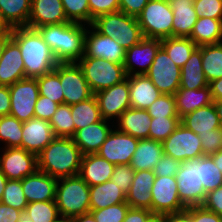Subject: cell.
I'll use <instances>...</instances> for the list:
<instances>
[{
  "label": "cell",
  "instance_id": "1",
  "mask_svg": "<svg viewBox=\"0 0 222 222\" xmlns=\"http://www.w3.org/2000/svg\"><path fill=\"white\" fill-rule=\"evenodd\" d=\"M12 39L18 44L24 62L26 78H37L51 72L58 65L51 48L37 29L14 27Z\"/></svg>",
  "mask_w": 222,
  "mask_h": 222
},
{
  "label": "cell",
  "instance_id": "2",
  "mask_svg": "<svg viewBox=\"0 0 222 222\" xmlns=\"http://www.w3.org/2000/svg\"><path fill=\"white\" fill-rule=\"evenodd\" d=\"M87 25L74 22L37 28L59 63L77 62L84 55Z\"/></svg>",
  "mask_w": 222,
  "mask_h": 222
},
{
  "label": "cell",
  "instance_id": "3",
  "mask_svg": "<svg viewBox=\"0 0 222 222\" xmlns=\"http://www.w3.org/2000/svg\"><path fill=\"white\" fill-rule=\"evenodd\" d=\"M83 154L73 138L55 137L38 155V170L56 178L79 174Z\"/></svg>",
  "mask_w": 222,
  "mask_h": 222
},
{
  "label": "cell",
  "instance_id": "4",
  "mask_svg": "<svg viewBox=\"0 0 222 222\" xmlns=\"http://www.w3.org/2000/svg\"><path fill=\"white\" fill-rule=\"evenodd\" d=\"M55 203L62 219L69 221L90 212V186L79 176L60 178L56 185Z\"/></svg>",
  "mask_w": 222,
  "mask_h": 222
},
{
  "label": "cell",
  "instance_id": "5",
  "mask_svg": "<svg viewBox=\"0 0 222 222\" xmlns=\"http://www.w3.org/2000/svg\"><path fill=\"white\" fill-rule=\"evenodd\" d=\"M92 26L102 35L116 39V42L126 50L144 38L137 18L121 11L98 16Z\"/></svg>",
  "mask_w": 222,
  "mask_h": 222
},
{
  "label": "cell",
  "instance_id": "6",
  "mask_svg": "<svg viewBox=\"0 0 222 222\" xmlns=\"http://www.w3.org/2000/svg\"><path fill=\"white\" fill-rule=\"evenodd\" d=\"M77 63L93 94L119 84L127 77L123 64L102 58L81 57Z\"/></svg>",
  "mask_w": 222,
  "mask_h": 222
},
{
  "label": "cell",
  "instance_id": "7",
  "mask_svg": "<svg viewBox=\"0 0 222 222\" xmlns=\"http://www.w3.org/2000/svg\"><path fill=\"white\" fill-rule=\"evenodd\" d=\"M137 20L144 38L172 37L173 10L168 0H149Z\"/></svg>",
  "mask_w": 222,
  "mask_h": 222
},
{
  "label": "cell",
  "instance_id": "8",
  "mask_svg": "<svg viewBox=\"0 0 222 222\" xmlns=\"http://www.w3.org/2000/svg\"><path fill=\"white\" fill-rule=\"evenodd\" d=\"M175 178L181 203L186 208L202 206L206 198L202 186V157L181 162Z\"/></svg>",
  "mask_w": 222,
  "mask_h": 222
},
{
  "label": "cell",
  "instance_id": "9",
  "mask_svg": "<svg viewBox=\"0 0 222 222\" xmlns=\"http://www.w3.org/2000/svg\"><path fill=\"white\" fill-rule=\"evenodd\" d=\"M162 147L164 155L180 162L205 156L199 136L182 123L162 142Z\"/></svg>",
  "mask_w": 222,
  "mask_h": 222
},
{
  "label": "cell",
  "instance_id": "10",
  "mask_svg": "<svg viewBox=\"0 0 222 222\" xmlns=\"http://www.w3.org/2000/svg\"><path fill=\"white\" fill-rule=\"evenodd\" d=\"M54 70L60 77L64 104L83 102L94 95L77 62L58 63Z\"/></svg>",
  "mask_w": 222,
  "mask_h": 222
},
{
  "label": "cell",
  "instance_id": "11",
  "mask_svg": "<svg viewBox=\"0 0 222 222\" xmlns=\"http://www.w3.org/2000/svg\"><path fill=\"white\" fill-rule=\"evenodd\" d=\"M10 115L26 122L34 118L35 104L39 97L36 78H24L9 86Z\"/></svg>",
  "mask_w": 222,
  "mask_h": 222
},
{
  "label": "cell",
  "instance_id": "12",
  "mask_svg": "<svg viewBox=\"0 0 222 222\" xmlns=\"http://www.w3.org/2000/svg\"><path fill=\"white\" fill-rule=\"evenodd\" d=\"M162 94L174 95L180 86L181 68L161 47L145 74Z\"/></svg>",
  "mask_w": 222,
  "mask_h": 222
},
{
  "label": "cell",
  "instance_id": "13",
  "mask_svg": "<svg viewBox=\"0 0 222 222\" xmlns=\"http://www.w3.org/2000/svg\"><path fill=\"white\" fill-rule=\"evenodd\" d=\"M0 170L8 180H22L38 170L37 155L20 147L0 148Z\"/></svg>",
  "mask_w": 222,
  "mask_h": 222
},
{
  "label": "cell",
  "instance_id": "14",
  "mask_svg": "<svg viewBox=\"0 0 222 222\" xmlns=\"http://www.w3.org/2000/svg\"><path fill=\"white\" fill-rule=\"evenodd\" d=\"M151 195L153 214H177L186 210L180 201L175 177L156 176Z\"/></svg>",
  "mask_w": 222,
  "mask_h": 222
},
{
  "label": "cell",
  "instance_id": "15",
  "mask_svg": "<svg viewBox=\"0 0 222 222\" xmlns=\"http://www.w3.org/2000/svg\"><path fill=\"white\" fill-rule=\"evenodd\" d=\"M94 96L102 118L114 123L125 110L131 108L129 76L119 84L96 92Z\"/></svg>",
  "mask_w": 222,
  "mask_h": 222
},
{
  "label": "cell",
  "instance_id": "16",
  "mask_svg": "<svg viewBox=\"0 0 222 222\" xmlns=\"http://www.w3.org/2000/svg\"><path fill=\"white\" fill-rule=\"evenodd\" d=\"M126 49L116 39L102 35L92 25H87L84 55L82 57L102 58L117 64H124Z\"/></svg>",
  "mask_w": 222,
  "mask_h": 222
},
{
  "label": "cell",
  "instance_id": "17",
  "mask_svg": "<svg viewBox=\"0 0 222 222\" xmlns=\"http://www.w3.org/2000/svg\"><path fill=\"white\" fill-rule=\"evenodd\" d=\"M138 142L139 139L113 128L97 154L114 165H130Z\"/></svg>",
  "mask_w": 222,
  "mask_h": 222
},
{
  "label": "cell",
  "instance_id": "18",
  "mask_svg": "<svg viewBox=\"0 0 222 222\" xmlns=\"http://www.w3.org/2000/svg\"><path fill=\"white\" fill-rule=\"evenodd\" d=\"M160 48L161 39L143 38L138 44L127 49L123 64L126 75L146 74Z\"/></svg>",
  "mask_w": 222,
  "mask_h": 222
},
{
  "label": "cell",
  "instance_id": "19",
  "mask_svg": "<svg viewBox=\"0 0 222 222\" xmlns=\"http://www.w3.org/2000/svg\"><path fill=\"white\" fill-rule=\"evenodd\" d=\"M55 137L50 121L34 117L23 122L21 148L38 155Z\"/></svg>",
  "mask_w": 222,
  "mask_h": 222
},
{
  "label": "cell",
  "instance_id": "20",
  "mask_svg": "<svg viewBox=\"0 0 222 222\" xmlns=\"http://www.w3.org/2000/svg\"><path fill=\"white\" fill-rule=\"evenodd\" d=\"M70 22L61 0H31L27 27L37 29L45 25Z\"/></svg>",
  "mask_w": 222,
  "mask_h": 222
},
{
  "label": "cell",
  "instance_id": "21",
  "mask_svg": "<svg viewBox=\"0 0 222 222\" xmlns=\"http://www.w3.org/2000/svg\"><path fill=\"white\" fill-rule=\"evenodd\" d=\"M58 179L36 170L21 180V186L28 203L55 201Z\"/></svg>",
  "mask_w": 222,
  "mask_h": 222
},
{
  "label": "cell",
  "instance_id": "22",
  "mask_svg": "<svg viewBox=\"0 0 222 222\" xmlns=\"http://www.w3.org/2000/svg\"><path fill=\"white\" fill-rule=\"evenodd\" d=\"M113 128L114 123L102 119L97 123L77 130L72 138L83 155L95 154Z\"/></svg>",
  "mask_w": 222,
  "mask_h": 222
},
{
  "label": "cell",
  "instance_id": "23",
  "mask_svg": "<svg viewBox=\"0 0 222 222\" xmlns=\"http://www.w3.org/2000/svg\"><path fill=\"white\" fill-rule=\"evenodd\" d=\"M26 78L24 62L18 44L11 38L0 58V85L10 86Z\"/></svg>",
  "mask_w": 222,
  "mask_h": 222
},
{
  "label": "cell",
  "instance_id": "24",
  "mask_svg": "<svg viewBox=\"0 0 222 222\" xmlns=\"http://www.w3.org/2000/svg\"><path fill=\"white\" fill-rule=\"evenodd\" d=\"M156 175L153 170L135 171L133 182L126 194V203L132 208L149 209L152 212V186Z\"/></svg>",
  "mask_w": 222,
  "mask_h": 222
},
{
  "label": "cell",
  "instance_id": "25",
  "mask_svg": "<svg viewBox=\"0 0 222 222\" xmlns=\"http://www.w3.org/2000/svg\"><path fill=\"white\" fill-rule=\"evenodd\" d=\"M150 123L147 110L128 108L114 122V128L141 140L149 138Z\"/></svg>",
  "mask_w": 222,
  "mask_h": 222
},
{
  "label": "cell",
  "instance_id": "26",
  "mask_svg": "<svg viewBox=\"0 0 222 222\" xmlns=\"http://www.w3.org/2000/svg\"><path fill=\"white\" fill-rule=\"evenodd\" d=\"M115 165L100 157L97 153L82 157L79 176L89 186L99 185L111 180Z\"/></svg>",
  "mask_w": 222,
  "mask_h": 222
},
{
  "label": "cell",
  "instance_id": "27",
  "mask_svg": "<svg viewBox=\"0 0 222 222\" xmlns=\"http://www.w3.org/2000/svg\"><path fill=\"white\" fill-rule=\"evenodd\" d=\"M161 94L145 74L129 76L131 108L146 110Z\"/></svg>",
  "mask_w": 222,
  "mask_h": 222
},
{
  "label": "cell",
  "instance_id": "28",
  "mask_svg": "<svg viewBox=\"0 0 222 222\" xmlns=\"http://www.w3.org/2000/svg\"><path fill=\"white\" fill-rule=\"evenodd\" d=\"M173 10L172 37H189L198 16L191 0H168Z\"/></svg>",
  "mask_w": 222,
  "mask_h": 222
},
{
  "label": "cell",
  "instance_id": "29",
  "mask_svg": "<svg viewBox=\"0 0 222 222\" xmlns=\"http://www.w3.org/2000/svg\"><path fill=\"white\" fill-rule=\"evenodd\" d=\"M174 97L177 114L180 119L198 108L213 103L209 86L192 90L179 88Z\"/></svg>",
  "mask_w": 222,
  "mask_h": 222
},
{
  "label": "cell",
  "instance_id": "30",
  "mask_svg": "<svg viewBox=\"0 0 222 222\" xmlns=\"http://www.w3.org/2000/svg\"><path fill=\"white\" fill-rule=\"evenodd\" d=\"M181 123L197 135L211 133V130L222 127L213 103L188 113L181 118Z\"/></svg>",
  "mask_w": 222,
  "mask_h": 222
},
{
  "label": "cell",
  "instance_id": "31",
  "mask_svg": "<svg viewBox=\"0 0 222 222\" xmlns=\"http://www.w3.org/2000/svg\"><path fill=\"white\" fill-rule=\"evenodd\" d=\"M162 142L149 138L139 140L130 166L135 171L153 170L163 156Z\"/></svg>",
  "mask_w": 222,
  "mask_h": 222
},
{
  "label": "cell",
  "instance_id": "32",
  "mask_svg": "<svg viewBox=\"0 0 222 222\" xmlns=\"http://www.w3.org/2000/svg\"><path fill=\"white\" fill-rule=\"evenodd\" d=\"M208 86L202 69L201 46H197L190 55V58L181 68L179 88L202 89Z\"/></svg>",
  "mask_w": 222,
  "mask_h": 222
},
{
  "label": "cell",
  "instance_id": "33",
  "mask_svg": "<svg viewBox=\"0 0 222 222\" xmlns=\"http://www.w3.org/2000/svg\"><path fill=\"white\" fill-rule=\"evenodd\" d=\"M120 203H126V194L111 180L90 186V210H100Z\"/></svg>",
  "mask_w": 222,
  "mask_h": 222
},
{
  "label": "cell",
  "instance_id": "34",
  "mask_svg": "<svg viewBox=\"0 0 222 222\" xmlns=\"http://www.w3.org/2000/svg\"><path fill=\"white\" fill-rule=\"evenodd\" d=\"M189 38L197 46L222 43V19L198 18Z\"/></svg>",
  "mask_w": 222,
  "mask_h": 222
},
{
  "label": "cell",
  "instance_id": "35",
  "mask_svg": "<svg viewBox=\"0 0 222 222\" xmlns=\"http://www.w3.org/2000/svg\"><path fill=\"white\" fill-rule=\"evenodd\" d=\"M0 11L12 28L27 26L31 0H0Z\"/></svg>",
  "mask_w": 222,
  "mask_h": 222
},
{
  "label": "cell",
  "instance_id": "36",
  "mask_svg": "<svg viewBox=\"0 0 222 222\" xmlns=\"http://www.w3.org/2000/svg\"><path fill=\"white\" fill-rule=\"evenodd\" d=\"M71 114L75 124V132L103 119L94 95L88 100L72 104Z\"/></svg>",
  "mask_w": 222,
  "mask_h": 222
},
{
  "label": "cell",
  "instance_id": "37",
  "mask_svg": "<svg viewBox=\"0 0 222 222\" xmlns=\"http://www.w3.org/2000/svg\"><path fill=\"white\" fill-rule=\"evenodd\" d=\"M161 47L182 68L197 45L189 37H168L161 39Z\"/></svg>",
  "mask_w": 222,
  "mask_h": 222
},
{
  "label": "cell",
  "instance_id": "38",
  "mask_svg": "<svg viewBox=\"0 0 222 222\" xmlns=\"http://www.w3.org/2000/svg\"><path fill=\"white\" fill-rule=\"evenodd\" d=\"M202 69L209 82L222 77V43L201 46Z\"/></svg>",
  "mask_w": 222,
  "mask_h": 222
},
{
  "label": "cell",
  "instance_id": "39",
  "mask_svg": "<svg viewBox=\"0 0 222 222\" xmlns=\"http://www.w3.org/2000/svg\"><path fill=\"white\" fill-rule=\"evenodd\" d=\"M22 128L23 122L16 117L0 116V148H21Z\"/></svg>",
  "mask_w": 222,
  "mask_h": 222
},
{
  "label": "cell",
  "instance_id": "40",
  "mask_svg": "<svg viewBox=\"0 0 222 222\" xmlns=\"http://www.w3.org/2000/svg\"><path fill=\"white\" fill-rule=\"evenodd\" d=\"M24 212L32 222H68L61 218L55 201L28 203Z\"/></svg>",
  "mask_w": 222,
  "mask_h": 222
},
{
  "label": "cell",
  "instance_id": "41",
  "mask_svg": "<svg viewBox=\"0 0 222 222\" xmlns=\"http://www.w3.org/2000/svg\"><path fill=\"white\" fill-rule=\"evenodd\" d=\"M50 125L56 137L72 138L75 134V124L71 105L60 104L50 120Z\"/></svg>",
  "mask_w": 222,
  "mask_h": 222
},
{
  "label": "cell",
  "instance_id": "42",
  "mask_svg": "<svg viewBox=\"0 0 222 222\" xmlns=\"http://www.w3.org/2000/svg\"><path fill=\"white\" fill-rule=\"evenodd\" d=\"M36 81L38 84L39 95L48 97L50 100L58 104H64V95L60 77L55 70L37 77Z\"/></svg>",
  "mask_w": 222,
  "mask_h": 222
},
{
  "label": "cell",
  "instance_id": "43",
  "mask_svg": "<svg viewBox=\"0 0 222 222\" xmlns=\"http://www.w3.org/2000/svg\"><path fill=\"white\" fill-rule=\"evenodd\" d=\"M180 123L179 117H151L149 139L163 142Z\"/></svg>",
  "mask_w": 222,
  "mask_h": 222
},
{
  "label": "cell",
  "instance_id": "44",
  "mask_svg": "<svg viewBox=\"0 0 222 222\" xmlns=\"http://www.w3.org/2000/svg\"><path fill=\"white\" fill-rule=\"evenodd\" d=\"M1 202L22 212L25 211L28 202L21 186V180H7Z\"/></svg>",
  "mask_w": 222,
  "mask_h": 222
},
{
  "label": "cell",
  "instance_id": "45",
  "mask_svg": "<svg viewBox=\"0 0 222 222\" xmlns=\"http://www.w3.org/2000/svg\"><path fill=\"white\" fill-rule=\"evenodd\" d=\"M67 19L70 22L90 25L88 0H61Z\"/></svg>",
  "mask_w": 222,
  "mask_h": 222
},
{
  "label": "cell",
  "instance_id": "46",
  "mask_svg": "<svg viewBox=\"0 0 222 222\" xmlns=\"http://www.w3.org/2000/svg\"><path fill=\"white\" fill-rule=\"evenodd\" d=\"M202 186L206 194L222 186V173L209 155L202 156Z\"/></svg>",
  "mask_w": 222,
  "mask_h": 222
},
{
  "label": "cell",
  "instance_id": "47",
  "mask_svg": "<svg viewBox=\"0 0 222 222\" xmlns=\"http://www.w3.org/2000/svg\"><path fill=\"white\" fill-rule=\"evenodd\" d=\"M151 117H178L174 95L161 94L147 109Z\"/></svg>",
  "mask_w": 222,
  "mask_h": 222
},
{
  "label": "cell",
  "instance_id": "48",
  "mask_svg": "<svg viewBox=\"0 0 222 222\" xmlns=\"http://www.w3.org/2000/svg\"><path fill=\"white\" fill-rule=\"evenodd\" d=\"M129 208L127 203H120L100 210H90V212L96 222H123Z\"/></svg>",
  "mask_w": 222,
  "mask_h": 222
},
{
  "label": "cell",
  "instance_id": "49",
  "mask_svg": "<svg viewBox=\"0 0 222 222\" xmlns=\"http://www.w3.org/2000/svg\"><path fill=\"white\" fill-rule=\"evenodd\" d=\"M193 6L198 18L222 19V0H196Z\"/></svg>",
  "mask_w": 222,
  "mask_h": 222
},
{
  "label": "cell",
  "instance_id": "50",
  "mask_svg": "<svg viewBox=\"0 0 222 222\" xmlns=\"http://www.w3.org/2000/svg\"><path fill=\"white\" fill-rule=\"evenodd\" d=\"M135 170L130 165H115L111 181L127 194L133 182Z\"/></svg>",
  "mask_w": 222,
  "mask_h": 222
},
{
  "label": "cell",
  "instance_id": "51",
  "mask_svg": "<svg viewBox=\"0 0 222 222\" xmlns=\"http://www.w3.org/2000/svg\"><path fill=\"white\" fill-rule=\"evenodd\" d=\"M204 155H211L222 149V127L211 130V133L198 134Z\"/></svg>",
  "mask_w": 222,
  "mask_h": 222
},
{
  "label": "cell",
  "instance_id": "52",
  "mask_svg": "<svg viewBox=\"0 0 222 222\" xmlns=\"http://www.w3.org/2000/svg\"><path fill=\"white\" fill-rule=\"evenodd\" d=\"M90 25L101 15L119 11V0H88Z\"/></svg>",
  "mask_w": 222,
  "mask_h": 222
},
{
  "label": "cell",
  "instance_id": "53",
  "mask_svg": "<svg viewBox=\"0 0 222 222\" xmlns=\"http://www.w3.org/2000/svg\"><path fill=\"white\" fill-rule=\"evenodd\" d=\"M180 164V161L163 154L159 162L153 168V173L160 177H175L179 170Z\"/></svg>",
  "mask_w": 222,
  "mask_h": 222
},
{
  "label": "cell",
  "instance_id": "54",
  "mask_svg": "<svg viewBox=\"0 0 222 222\" xmlns=\"http://www.w3.org/2000/svg\"><path fill=\"white\" fill-rule=\"evenodd\" d=\"M60 104L39 95L35 104L34 117L50 121Z\"/></svg>",
  "mask_w": 222,
  "mask_h": 222
},
{
  "label": "cell",
  "instance_id": "55",
  "mask_svg": "<svg viewBox=\"0 0 222 222\" xmlns=\"http://www.w3.org/2000/svg\"><path fill=\"white\" fill-rule=\"evenodd\" d=\"M191 222H222V217L203 206L187 207L184 211Z\"/></svg>",
  "mask_w": 222,
  "mask_h": 222
},
{
  "label": "cell",
  "instance_id": "56",
  "mask_svg": "<svg viewBox=\"0 0 222 222\" xmlns=\"http://www.w3.org/2000/svg\"><path fill=\"white\" fill-rule=\"evenodd\" d=\"M202 206L222 217V186L208 192Z\"/></svg>",
  "mask_w": 222,
  "mask_h": 222
},
{
  "label": "cell",
  "instance_id": "57",
  "mask_svg": "<svg viewBox=\"0 0 222 222\" xmlns=\"http://www.w3.org/2000/svg\"><path fill=\"white\" fill-rule=\"evenodd\" d=\"M149 0H119V11L137 18Z\"/></svg>",
  "mask_w": 222,
  "mask_h": 222
},
{
  "label": "cell",
  "instance_id": "58",
  "mask_svg": "<svg viewBox=\"0 0 222 222\" xmlns=\"http://www.w3.org/2000/svg\"><path fill=\"white\" fill-rule=\"evenodd\" d=\"M152 215L149 209L130 207L123 222H148Z\"/></svg>",
  "mask_w": 222,
  "mask_h": 222
},
{
  "label": "cell",
  "instance_id": "59",
  "mask_svg": "<svg viewBox=\"0 0 222 222\" xmlns=\"http://www.w3.org/2000/svg\"><path fill=\"white\" fill-rule=\"evenodd\" d=\"M22 211L0 202V222H19Z\"/></svg>",
  "mask_w": 222,
  "mask_h": 222
},
{
  "label": "cell",
  "instance_id": "60",
  "mask_svg": "<svg viewBox=\"0 0 222 222\" xmlns=\"http://www.w3.org/2000/svg\"><path fill=\"white\" fill-rule=\"evenodd\" d=\"M10 91L9 86L0 85V116L10 115Z\"/></svg>",
  "mask_w": 222,
  "mask_h": 222
},
{
  "label": "cell",
  "instance_id": "61",
  "mask_svg": "<svg viewBox=\"0 0 222 222\" xmlns=\"http://www.w3.org/2000/svg\"><path fill=\"white\" fill-rule=\"evenodd\" d=\"M208 86L210 88L213 101L221 100L222 99V77L209 82Z\"/></svg>",
  "mask_w": 222,
  "mask_h": 222
},
{
  "label": "cell",
  "instance_id": "62",
  "mask_svg": "<svg viewBox=\"0 0 222 222\" xmlns=\"http://www.w3.org/2000/svg\"><path fill=\"white\" fill-rule=\"evenodd\" d=\"M166 222H191L189 216L185 213L167 214Z\"/></svg>",
  "mask_w": 222,
  "mask_h": 222
},
{
  "label": "cell",
  "instance_id": "63",
  "mask_svg": "<svg viewBox=\"0 0 222 222\" xmlns=\"http://www.w3.org/2000/svg\"><path fill=\"white\" fill-rule=\"evenodd\" d=\"M68 222H96L91 212L71 218Z\"/></svg>",
  "mask_w": 222,
  "mask_h": 222
},
{
  "label": "cell",
  "instance_id": "64",
  "mask_svg": "<svg viewBox=\"0 0 222 222\" xmlns=\"http://www.w3.org/2000/svg\"><path fill=\"white\" fill-rule=\"evenodd\" d=\"M12 29L13 28L4 19L3 15L1 14V11H0V35L12 34Z\"/></svg>",
  "mask_w": 222,
  "mask_h": 222
},
{
  "label": "cell",
  "instance_id": "65",
  "mask_svg": "<svg viewBox=\"0 0 222 222\" xmlns=\"http://www.w3.org/2000/svg\"><path fill=\"white\" fill-rule=\"evenodd\" d=\"M209 156L213 159V162L216 164V166L218 167V169L222 173V149L216 153L209 155Z\"/></svg>",
  "mask_w": 222,
  "mask_h": 222
},
{
  "label": "cell",
  "instance_id": "66",
  "mask_svg": "<svg viewBox=\"0 0 222 222\" xmlns=\"http://www.w3.org/2000/svg\"><path fill=\"white\" fill-rule=\"evenodd\" d=\"M12 38V34H4L0 35V58L3 54L5 46L7 45L8 41Z\"/></svg>",
  "mask_w": 222,
  "mask_h": 222
},
{
  "label": "cell",
  "instance_id": "67",
  "mask_svg": "<svg viewBox=\"0 0 222 222\" xmlns=\"http://www.w3.org/2000/svg\"><path fill=\"white\" fill-rule=\"evenodd\" d=\"M213 104L216 108V111H217V114H218V117H219V120H220V123L222 126V99L221 100H214Z\"/></svg>",
  "mask_w": 222,
  "mask_h": 222
},
{
  "label": "cell",
  "instance_id": "68",
  "mask_svg": "<svg viewBox=\"0 0 222 222\" xmlns=\"http://www.w3.org/2000/svg\"><path fill=\"white\" fill-rule=\"evenodd\" d=\"M7 177L0 170V202L7 183Z\"/></svg>",
  "mask_w": 222,
  "mask_h": 222
},
{
  "label": "cell",
  "instance_id": "69",
  "mask_svg": "<svg viewBox=\"0 0 222 222\" xmlns=\"http://www.w3.org/2000/svg\"><path fill=\"white\" fill-rule=\"evenodd\" d=\"M148 222H166V215L153 214Z\"/></svg>",
  "mask_w": 222,
  "mask_h": 222
},
{
  "label": "cell",
  "instance_id": "70",
  "mask_svg": "<svg viewBox=\"0 0 222 222\" xmlns=\"http://www.w3.org/2000/svg\"><path fill=\"white\" fill-rule=\"evenodd\" d=\"M19 222H32V221L30 220V218L28 217V215L26 214V212L23 211V212L21 213Z\"/></svg>",
  "mask_w": 222,
  "mask_h": 222
}]
</instances>
